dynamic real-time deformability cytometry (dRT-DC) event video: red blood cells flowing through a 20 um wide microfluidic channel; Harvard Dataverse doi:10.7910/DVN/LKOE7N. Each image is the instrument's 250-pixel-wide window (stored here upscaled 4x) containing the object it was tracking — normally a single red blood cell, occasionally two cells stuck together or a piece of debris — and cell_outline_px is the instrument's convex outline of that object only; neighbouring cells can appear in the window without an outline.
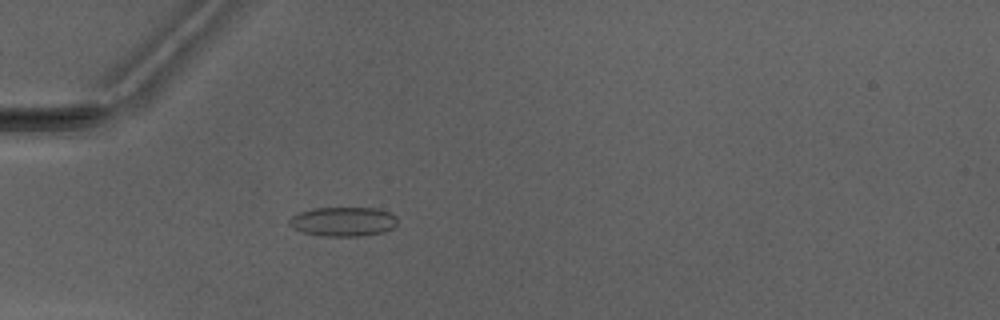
{"species": "Egyptian fruit bat (a non-hibernating species)", "species_latin": "Rousettus aegyptiacus", "temperature_condition": "warm", "stored_images_in_passage": 4, "camera_frame_rate_fps": 3000, "um_per_image_px": 0.085, "animal": {"sex": "male"}, "frame": {"image": 1, "passage_image": 4, "time_ms": 3.667, "image_size_px": [1000, 320], "cell_outline_px": [[396, 224], [392, 228], [384, 232], [364, 236], [320, 236], [304, 232], [292, 228], [288, 224], [288, 220], [292, 216], [300, 212], [312, 208], [376, 208], [388, 212], [396, 216]], "centroid_in_image_um": [29.15, 18.84], "position_along_channel_um": 55.9, "area_um2": 18.55}}